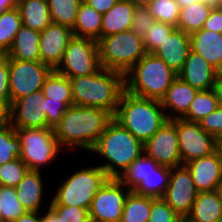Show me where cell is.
Here are the masks:
<instances>
[{
	"label": "cell",
	"mask_w": 222,
	"mask_h": 222,
	"mask_svg": "<svg viewBox=\"0 0 222 222\" xmlns=\"http://www.w3.org/2000/svg\"><path fill=\"white\" fill-rule=\"evenodd\" d=\"M113 115L106 110L72 105L53 131L60 147L92 151Z\"/></svg>",
	"instance_id": "cell-1"
},
{
	"label": "cell",
	"mask_w": 222,
	"mask_h": 222,
	"mask_svg": "<svg viewBox=\"0 0 222 222\" xmlns=\"http://www.w3.org/2000/svg\"><path fill=\"white\" fill-rule=\"evenodd\" d=\"M74 105L100 108L113 116L125 90L124 74L102 68L95 74L69 78Z\"/></svg>",
	"instance_id": "cell-2"
},
{
	"label": "cell",
	"mask_w": 222,
	"mask_h": 222,
	"mask_svg": "<svg viewBox=\"0 0 222 222\" xmlns=\"http://www.w3.org/2000/svg\"><path fill=\"white\" fill-rule=\"evenodd\" d=\"M113 119L145 143L168 120L161 102L142 98L124 90Z\"/></svg>",
	"instance_id": "cell-3"
},
{
	"label": "cell",
	"mask_w": 222,
	"mask_h": 222,
	"mask_svg": "<svg viewBox=\"0 0 222 222\" xmlns=\"http://www.w3.org/2000/svg\"><path fill=\"white\" fill-rule=\"evenodd\" d=\"M91 152L107 160L106 164L99 167L109 178H119L144 153V143L113 119Z\"/></svg>",
	"instance_id": "cell-4"
},
{
	"label": "cell",
	"mask_w": 222,
	"mask_h": 222,
	"mask_svg": "<svg viewBox=\"0 0 222 222\" xmlns=\"http://www.w3.org/2000/svg\"><path fill=\"white\" fill-rule=\"evenodd\" d=\"M177 76L158 56L146 53L124 74L125 90L138 97L161 101Z\"/></svg>",
	"instance_id": "cell-5"
},
{
	"label": "cell",
	"mask_w": 222,
	"mask_h": 222,
	"mask_svg": "<svg viewBox=\"0 0 222 222\" xmlns=\"http://www.w3.org/2000/svg\"><path fill=\"white\" fill-rule=\"evenodd\" d=\"M97 46L102 68L123 74L146 54L142 38L131 30L101 37Z\"/></svg>",
	"instance_id": "cell-6"
},
{
	"label": "cell",
	"mask_w": 222,
	"mask_h": 222,
	"mask_svg": "<svg viewBox=\"0 0 222 222\" xmlns=\"http://www.w3.org/2000/svg\"><path fill=\"white\" fill-rule=\"evenodd\" d=\"M82 168L67 177L59 186L50 205L77 206L89 210L92 200L109 179L106 172L99 166Z\"/></svg>",
	"instance_id": "cell-7"
},
{
	"label": "cell",
	"mask_w": 222,
	"mask_h": 222,
	"mask_svg": "<svg viewBox=\"0 0 222 222\" xmlns=\"http://www.w3.org/2000/svg\"><path fill=\"white\" fill-rule=\"evenodd\" d=\"M15 132L21 145L20 159L29 170L40 171L57 159L61 147L52 128H15Z\"/></svg>",
	"instance_id": "cell-8"
},
{
	"label": "cell",
	"mask_w": 222,
	"mask_h": 222,
	"mask_svg": "<svg viewBox=\"0 0 222 222\" xmlns=\"http://www.w3.org/2000/svg\"><path fill=\"white\" fill-rule=\"evenodd\" d=\"M101 69L97 41L74 36L55 71L68 78H76L95 74Z\"/></svg>",
	"instance_id": "cell-9"
},
{
	"label": "cell",
	"mask_w": 222,
	"mask_h": 222,
	"mask_svg": "<svg viewBox=\"0 0 222 222\" xmlns=\"http://www.w3.org/2000/svg\"><path fill=\"white\" fill-rule=\"evenodd\" d=\"M53 71L41 61H21L9 58V90L11 104L42 89L46 78Z\"/></svg>",
	"instance_id": "cell-10"
},
{
	"label": "cell",
	"mask_w": 222,
	"mask_h": 222,
	"mask_svg": "<svg viewBox=\"0 0 222 222\" xmlns=\"http://www.w3.org/2000/svg\"><path fill=\"white\" fill-rule=\"evenodd\" d=\"M175 127L182 165L193 159L209 156L221 147V143L205 132L198 122L179 118L175 119Z\"/></svg>",
	"instance_id": "cell-11"
},
{
	"label": "cell",
	"mask_w": 222,
	"mask_h": 222,
	"mask_svg": "<svg viewBox=\"0 0 222 222\" xmlns=\"http://www.w3.org/2000/svg\"><path fill=\"white\" fill-rule=\"evenodd\" d=\"M126 188L118 178H109L92 200L89 208L90 221L120 222L124 202L130 192Z\"/></svg>",
	"instance_id": "cell-12"
},
{
	"label": "cell",
	"mask_w": 222,
	"mask_h": 222,
	"mask_svg": "<svg viewBox=\"0 0 222 222\" xmlns=\"http://www.w3.org/2000/svg\"><path fill=\"white\" fill-rule=\"evenodd\" d=\"M198 193L189 169L181 165L171 168L169 185L161 198L185 219L190 214Z\"/></svg>",
	"instance_id": "cell-13"
},
{
	"label": "cell",
	"mask_w": 222,
	"mask_h": 222,
	"mask_svg": "<svg viewBox=\"0 0 222 222\" xmlns=\"http://www.w3.org/2000/svg\"><path fill=\"white\" fill-rule=\"evenodd\" d=\"M144 153L162 166L174 168L182 165L175 119L167 120L144 143Z\"/></svg>",
	"instance_id": "cell-14"
},
{
	"label": "cell",
	"mask_w": 222,
	"mask_h": 222,
	"mask_svg": "<svg viewBox=\"0 0 222 222\" xmlns=\"http://www.w3.org/2000/svg\"><path fill=\"white\" fill-rule=\"evenodd\" d=\"M43 92H33L14 101L10 107V124L14 128H47Z\"/></svg>",
	"instance_id": "cell-15"
},
{
	"label": "cell",
	"mask_w": 222,
	"mask_h": 222,
	"mask_svg": "<svg viewBox=\"0 0 222 222\" xmlns=\"http://www.w3.org/2000/svg\"><path fill=\"white\" fill-rule=\"evenodd\" d=\"M73 37L70 27L52 22L40 32V61L55 70Z\"/></svg>",
	"instance_id": "cell-16"
},
{
	"label": "cell",
	"mask_w": 222,
	"mask_h": 222,
	"mask_svg": "<svg viewBox=\"0 0 222 222\" xmlns=\"http://www.w3.org/2000/svg\"><path fill=\"white\" fill-rule=\"evenodd\" d=\"M185 166L198 192L219 190L222 182V147L209 156L189 161Z\"/></svg>",
	"instance_id": "cell-17"
},
{
	"label": "cell",
	"mask_w": 222,
	"mask_h": 222,
	"mask_svg": "<svg viewBox=\"0 0 222 222\" xmlns=\"http://www.w3.org/2000/svg\"><path fill=\"white\" fill-rule=\"evenodd\" d=\"M219 72L201 55L189 51L178 77L197 90L213 89Z\"/></svg>",
	"instance_id": "cell-18"
},
{
	"label": "cell",
	"mask_w": 222,
	"mask_h": 222,
	"mask_svg": "<svg viewBox=\"0 0 222 222\" xmlns=\"http://www.w3.org/2000/svg\"><path fill=\"white\" fill-rule=\"evenodd\" d=\"M190 50L189 34L175 28L153 54L158 56L169 68L178 74Z\"/></svg>",
	"instance_id": "cell-19"
},
{
	"label": "cell",
	"mask_w": 222,
	"mask_h": 222,
	"mask_svg": "<svg viewBox=\"0 0 222 222\" xmlns=\"http://www.w3.org/2000/svg\"><path fill=\"white\" fill-rule=\"evenodd\" d=\"M198 91L177 76L160 101L168 120L182 118Z\"/></svg>",
	"instance_id": "cell-20"
},
{
	"label": "cell",
	"mask_w": 222,
	"mask_h": 222,
	"mask_svg": "<svg viewBox=\"0 0 222 222\" xmlns=\"http://www.w3.org/2000/svg\"><path fill=\"white\" fill-rule=\"evenodd\" d=\"M189 36L191 50L201 55L220 73L222 71V33L200 29Z\"/></svg>",
	"instance_id": "cell-21"
},
{
	"label": "cell",
	"mask_w": 222,
	"mask_h": 222,
	"mask_svg": "<svg viewBox=\"0 0 222 222\" xmlns=\"http://www.w3.org/2000/svg\"><path fill=\"white\" fill-rule=\"evenodd\" d=\"M185 219L188 222L222 221V197L219 190L199 192Z\"/></svg>",
	"instance_id": "cell-22"
},
{
	"label": "cell",
	"mask_w": 222,
	"mask_h": 222,
	"mask_svg": "<svg viewBox=\"0 0 222 222\" xmlns=\"http://www.w3.org/2000/svg\"><path fill=\"white\" fill-rule=\"evenodd\" d=\"M41 176V171L28 170L15 187L17 197L27 211H42L44 185Z\"/></svg>",
	"instance_id": "cell-23"
},
{
	"label": "cell",
	"mask_w": 222,
	"mask_h": 222,
	"mask_svg": "<svg viewBox=\"0 0 222 222\" xmlns=\"http://www.w3.org/2000/svg\"><path fill=\"white\" fill-rule=\"evenodd\" d=\"M136 7L127 0L118 2L102 16L101 37L130 30Z\"/></svg>",
	"instance_id": "cell-24"
},
{
	"label": "cell",
	"mask_w": 222,
	"mask_h": 222,
	"mask_svg": "<svg viewBox=\"0 0 222 222\" xmlns=\"http://www.w3.org/2000/svg\"><path fill=\"white\" fill-rule=\"evenodd\" d=\"M39 41L40 32L22 25L6 56L21 61H40Z\"/></svg>",
	"instance_id": "cell-25"
},
{
	"label": "cell",
	"mask_w": 222,
	"mask_h": 222,
	"mask_svg": "<svg viewBox=\"0 0 222 222\" xmlns=\"http://www.w3.org/2000/svg\"><path fill=\"white\" fill-rule=\"evenodd\" d=\"M22 25L41 32L52 21L47 0H18Z\"/></svg>",
	"instance_id": "cell-26"
},
{
	"label": "cell",
	"mask_w": 222,
	"mask_h": 222,
	"mask_svg": "<svg viewBox=\"0 0 222 222\" xmlns=\"http://www.w3.org/2000/svg\"><path fill=\"white\" fill-rule=\"evenodd\" d=\"M102 16V14L82 0L72 28L74 36L98 41L101 38Z\"/></svg>",
	"instance_id": "cell-27"
},
{
	"label": "cell",
	"mask_w": 222,
	"mask_h": 222,
	"mask_svg": "<svg viewBox=\"0 0 222 222\" xmlns=\"http://www.w3.org/2000/svg\"><path fill=\"white\" fill-rule=\"evenodd\" d=\"M213 7V3L194 2L181 8L177 28L189 35L199 31Z\"/></svg>",
	"instance_id": "cell-28"
},
{
	"label": "cell",
	"mask_w": 222,
	"mask_h": 222,
	"mask_svg": "<svg viewBox=\"0 0 222 222\" xmlns=\"http://www.w3.org/2000/svg\"><path fill=\"white\" fill-rule=\"evenodd\" d=\"M158 166L159 164L154 159L143 153L128 166L118 179L130 191H133Z\"/></svg>",
	"instance_id": "cell-29"
},
{
	"label": "cell",
	"mask_w": 222,
	"mask_h": 222,
	"mask_svg": "<svg viewBox=\"0 0 222 222\" xmlns=\"http://www.w3.org/2000/svg\"><path fill=\"white\" fill-rule=\"evenodd\" d=\"M41 91L47 101L73 103L69 78L55 70L46 78Z\"/></svg>",
	"instance_id": "cell-30"
},
{
	"label": "cell",
	"mask_w": 222,
	"mask_h": 222,
	"mask_svg": "<svg viewBox=\"0 0 222 222\" xmlns=\"http://www.w3.org/2000/svg\"><path fill=\"white\" fill-rule=\"evenodd\" d=\"M151 212V196L130 191L125 199L120 222H148Z\"/></svg>",
	"instance_id": "cell-31"
},
{
	"label": "cell",
	"mask_w": 222,
	"mask_h": 222,
	"mask_svg": "<svg viewBox=\"0 0 222 222\" xmlns=\"http://www.w3.org/2000/svg\"><path fill=\"white\" fill-rule=\"evenodd\" d=\"M170 174L171 168L159 165L133 192L138 195L161 198L169 185Z\"/></svg>",
	"instance_id": "cell-32"
},
{
	"label": "cell",
	"mask_w": 222,
	"mask_h": 222,
	"mask_svg": "<svg viewBox=\"0 0 222 222\" xmlns=\"http://www.w3.org/2000/svg\"><path fill=\"white\" fill-rule=\"evenodd\" d=\"M218 107V99L213 89L199 90L182 118L191 122H199Z\"/></svg>",
	"instance_id": "cell-33"
},
{
	"label": "cell",
	"mask_w": 222,
	"mask_h": 222,
	"mask_svg": "<svg viewBox=\"0 0 222 222\" xmlns=\"http://www.w3.org/2000/svg\"><path fill=\"white\" fill-rule=\"evenodd\" d=\"M22 26L18 8L0 15V55H6Z\"/></svg>",
	"instance_id": "cell-34"
},
{
	"label": "cell",
	"mask_w": 222,
	"mask_h": 222,
	"mask_svg": "<svg viewBox=\"0 0 222 222\" xmlns=\"http://www.w3.org/2000/svg\"><path fill=\"white\" fill-rule=\"evenodd\" d=\"M53 23L73 28L82 0H47Z\"/></svg>",
	"instance_id": "cell-35"
},
{
	"label": "cell",
	"mask_w": 222,
	"mask_h": 222,
	"mask_svg": "<svg viewBox=\"0 0 222 222\" xmlns=\"http://www.w3.org/2000/svg\"><path fill=\"white\" fill-rule=\"evenodd\" d=\"M26 211L17 197L15 187L0 185V217L6 222H14Z\"/></svg>",
	"instance_id": "cell-36"
},
{
	"label": "cell",
	"mask_w": 222,
	"mask_h": 222,
	"mask_svg": "<svg viewBox=\"0 0 222 222\" xmlns=\"http://www.w3.org/2000/svg\"><path fill=\"white\" fill-rule=\"evenodd\" d=\"M21 156V145L15 128L8 124L0 128V165Z\"/></svg>",
	"instance_id": "cell-37"
},
{
	"label": "cell",
	"mask_w": 222,
	"mask_h": 222,
	"mask_svg": "<svg viewBox=\"0 0 222 222\" xmlns=\"http://www.w3.org/2000/svg\"><path fill=\"white\" fill-rule=\"evenodd\" d=\"M147 8L156 21L177 28L181 8L176 0H153Z\"/></svg>",
	"instance_id": "cell-38"
},
{
	"label": "cell",
	"mask_w": 222,
	"mask_h": 222,
	"mask_svg": "<svg viewBox=\"0 0 222 222\" xmlns=\"http://www.w3.org/2000/svg\"><path fill=\"white\" fill-rule=\"evenodd\" d=\"M175 28L176 27L170 24L159 21H155L151 26H149L142 38L146 53H154Z\"/></svg>",
	"instance_id": "cell-39"
},
{
	"label": "cell",
	"mask_w": 222,
	"mask_h": 222,
	"mask_svg": "<svg viewBox=\"0 0 222 222\" xmlns=\"http://www.w3.org/2000/svg\"><path fill=\"white\" fill-rule=\"evenodd\" d=\"M28 170L20 158L0 165V185L16 187Z\"/></svg>",
	"instance_id": "cell-40"
},
{
	"label": "cell",
	"mask_w": 222,
	"mask_h": 222,
	"mask_svg": "<svg viewBox=\"0 0 222 222\" xmlns=\"http://www.w3.org/2000/svg\"><path fill=\"white\" fill-rule=\"evenodd\" d=\"M181 218L162 198L151 197L148 222H181Z\"/></svg>",
	"instance_id": "cell-41"
},
{
	"label": "cell",
	"mask_w": 222,
	"mask_h": 222,
	"mask_svg": "<svg viewBox=\"0 0 222 222\" xmlns=\"http://www.w3.org/2000/svg\"><path fill=\"white\" fill-rule=\"evenodd\" d=\"M62 222H89V210L77 206L49 205Z\"/></svg>",
	"instance_id": "cell-42"
},
{
	"label": "cell",
	"mask_w": 222,
	"mask_h": 222,
	"mask_svg": "<svg viewBox=\"0 0 222 222\" xmlns=\"http://www.w3.org/2000/svg\"><path fill=\"white\" fill-rule=\"evenodd\" d=\"M198 123L205 132L222 143V106L202 118Z\"/></svg>",
	"instance_id": "cell-43"
},
{
	"label": "cell",
	"mask_w": 222,
	"mask_h": 222,
	"mask_svg": "<svg viewBox=\"0 0 222 222\" xmlns=\"http://www.w3.org/2000/svg\"><path fill=\"white\" fill-rule=\"evenodd\" d=\"M74 103H63L47 101L43 98V107L46 114L47 127L54 129V127L60 122L61 118Z\"/></svg>",
	"instance_id": "cell-44"
},
{
	"label": "cell",
	"mask_w": 222,
	"mask_h": 222,
	"mask_svg": "<svg viewBox=\"0 0 222 222\" xmlns=\"http://www.w3.org/2000/svg\"><path fill=\"white\" fill-rule=\"evenodd\" d=\"M155 21L156 20L149 13L147 7H136L130 30L137 34L140 38H143L149 26H151Z\"/></svg>",
	"instance_id": "cell-45"
},
{
	"label": "cell",
	"mask_w": 222,
	"mask_h": 222,
	"mask_svg": "<svg viewBox=\"0 0 222 222\" xmlns=\"http://www.w3.org/2000/svg\"><path fill=\"white\" fill-rule=\"evenodd\" d=\"M0 102L11 107L9 90V58L6 55H0Z\"/></svg>",
	"instance_id": "cell-46"
},
{
	"label": "cell",
	"mask_w": 222,
	"mask_h": 222,
	"mask_svg": "<svg viewBox=\"0 0 222 222\" xmlns=\"http://www.w3.org/2000/svg\"><path fill=\"white\" fill-rule=\"evenodd\" d=\"M202 29L222 33V8L213 7Z\"/></svg>",
	"instance_id": "cell-47"
},
{
	"label": "cell",
	"mask_w": 222,
	"mask_h": 222,
	"mask_svg": "<svg viewBox=\"0 0 222 222\" xmlns=\"http://www.w3.org/2000/svg\"><path fill=\"white\" fill-rule=\"evenodd\" d=\"M100 14H105L118 0H84Z\"/></svg>",
	"instance_id": "cell-48"
},
{
	"label": "cell",
	"mask_w": 222,
	"mask_h": 222,
	"mask_svg": "<svg viewBox=\"0 0 222 222\" xmlns=\"http://www.w3.org/2000/svg\"><path fill=\"white\" fill-rule=\"evenodd\" d=\"M10 124V107L0 102V128Z\"/></svg>",
	"instance_id": "cell-49"
},
{
	"label": "cell",
	"mask_w": 222,
	"mask_h": 222,
	"mask_svg": "<svg viewBox=\"0 0 222 222\" xmlns=\"http://www.w3.org/2000/svg\"><path fill=\"white\" fill-rule=\"evenodd\" d=\"M41 213L35 211H26L14 222H41Z\"/></svg>",
	"instance_id": "cell-50"
},
{
	"label": "cell",
	"mask_w": 222,
	"mask_h": 222,
	"mask_svg": "<svg viewBox=\"0 0 222 222\" xmlns=\"http://www.w3.org/2000/svg\"><path fill=\"white\" fill-rule=\"evenodd\" d=\"M213 91L218 99L219 106H222V75L220 73L216 77Z\"/></svg>",
	"instance_id": "cell-51"
},
{
	"label": "cell",
	"mask_w": 222,
	"mask_h": 222,
	"mask_svg": "<svg viewBox=\"0 0 222 222\" xmlns=\"http://www.w3.org/2000/svg\"><path fill=\"white\" fill-rule=\"evenodd\" d=\"M18 0H0V15L17 8Z\"/></svg>",
	"instance_id": "cell-52"
},
{
	"label": "cell",
	"mask_w": 222,
	"mask_h": 222,
	"mask_svg": "<svg viewBox=\"0 0 222 222\" xmlns=\"http://www.w3.org/2000/svg\"><path fill=\"white\" fill-rule=\"evenodd\" d=\"M45 212L41 214V222H62L50 208Z\"/></svg>",
	"instance_id": "cell-53"
},
{
	"label": "cell",
	"mask_w": 222,
	"mask_h": 222,
	"mask_svg": "<svg viewBox=\"0 0 222 222\" xmlns=\"http://www.w3.org/2000/svg\"><path fill=\"white\" fill-rule=\"evenodd\" d=\"M180 8H184L193 4L194 2L213 3L214 0H176Z\"/></svg>",
	"instance_id": "cell-54"
},
{
	"label": "cell",
	"mask_w": 222,
	"mask_h": 222,
	"mask_svg": "<svg viewBox=\"0 0 222 222\" xmlns=\"http://www.w3.org/2000/svg\"><path fill=\"white\" fill-rule=\"evenodd\" d=\"M135 7H147L153 0H127Z\"/></svg>",
	"instance_id": "cell-55"
},
{
	"label": "cell",
	"mask_w": 222,
	"mask_h": 222,
	"mask_svg": "<svg viewBox=\"0 0 222 222\" xmlns=\"http://www.w3.org/2000/svg\"><path fill=\"white\" fill-rule=\"evenodd\" d=\"M213 4L215 7L222 8V0H214Z\"/></svg>",
	"instance_id": "cell-56"
},
{
	"label": "cell",
	"mask_w": 222,
	"mask_h": 222,
	"mask_svg": "<svg viewBox=\"0 0 222 222\" xmlns=\"http://www.w3.org/2000/svg\"><path fill=\"white\" fill-rule=\"evenodd\" d=\"M219 192H220L221 197H222V182H221L220 187H219Z\"/></svg>",
	"instance_id": "cell-57"
},
{
	"label": "cell",
	"mask_w": 222,
	"mask_h": 222,
	"mask_svg": "<svg viewBox=\"0 0 222 222\" xmlns=\"http://www.w3.org/2000/svg\"><path fill=\"white\" fill-rule=\"evenodd\" d=\"M0 222H6V221H4V220L0 217Z\"/></svg>",
	"instance_id": "cell-58"
}]
</instances>
